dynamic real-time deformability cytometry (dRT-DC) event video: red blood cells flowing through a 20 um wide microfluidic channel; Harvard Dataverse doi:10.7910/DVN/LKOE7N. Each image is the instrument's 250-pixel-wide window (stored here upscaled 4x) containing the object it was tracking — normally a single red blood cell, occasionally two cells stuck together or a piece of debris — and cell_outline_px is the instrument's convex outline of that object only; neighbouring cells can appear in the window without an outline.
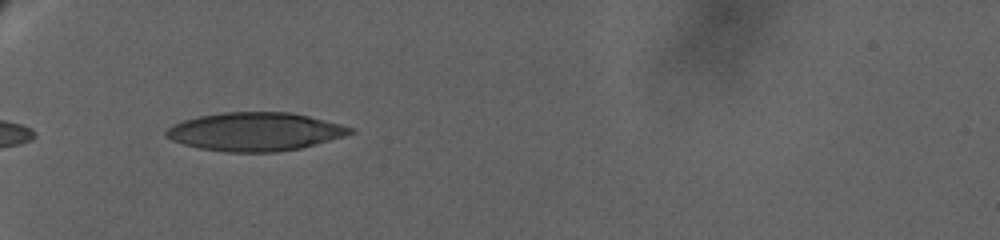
{"species": "human", "species_latin": "Homo sapiens", "temperature_condition": "warm", "stored_images_in_passage": 38, "camera_frame_rate_fps": 3000, "um_per_image_px": 0.085, "donor": {"sex": "female"}, "frame": {"image": 1, "passage_image": 1, "time_ms": 0.0, "image_size_px": [1000, 240], "cell_outline_px": [[356, 132], [344, 136], [300, 148], [276, 152], [224, 152], [200, 148], [184, 144], [172, 140], [164, 136], [164, 132], [168, 128], [184, 120], [200, 116], [220, 112], [292, 112], [356, 128]], "centroid_in_image_um": [21.69, 11.19], "position_along_channel_um": 63.3, "area_um2": 41.1}}
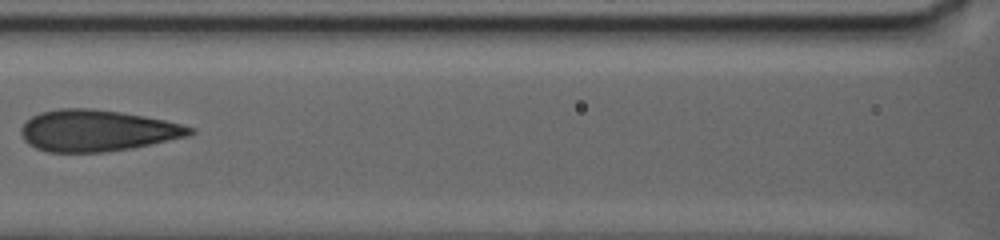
{"frame": {"image": 2, "passage_image": 8, "time_ms": 4.0, "image_size_px": [1000, 240], "cell_outline_px": [[196, 132], [188, 136], [128, 148], [104, 152], [48, 152], [36, 148], [28, 144], [24, 140], [20, 132], [20, 128], [32, 116], [40, 112], [60, 108], [92, 108], [120, 112], [144, 116], [164, 120], [196, 128]], "centroid_in_image_um": [8.22, 11.09], "position_along_channel_um": 158.4, "area_um2": 40.52}}
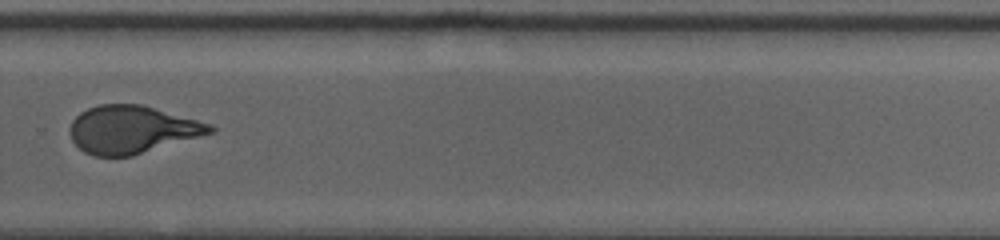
{"frame": {"image": 3, "passage_image": 22, "time_ms": 9.667, "image_size_px": [1000, 240], "cell_outline_px": [[216, 128], [212, 132], [132, 156], [92, 156], [84, 152], [72, 140], [68, 128], [72, 120], [80, 112], [88, 108], [100, 104], [140, 104], [212, 124]], "centroid_in_image_um": [11.16, 11.01], "position_along_channel_um": 318.6, "area_um2": 38.67}, "authors_computed_cell_mechanics": {"area_um2": 40.1999, "velocity_mm_per_s": 2.8356, "shape_relaxation_time_tau1_ms": 10.5765, "shape_relaxation_time_tau2_ms": 0.872, "deformation_change_tau1": 0.2391, "deformation_change_tau2": 0.0883}}